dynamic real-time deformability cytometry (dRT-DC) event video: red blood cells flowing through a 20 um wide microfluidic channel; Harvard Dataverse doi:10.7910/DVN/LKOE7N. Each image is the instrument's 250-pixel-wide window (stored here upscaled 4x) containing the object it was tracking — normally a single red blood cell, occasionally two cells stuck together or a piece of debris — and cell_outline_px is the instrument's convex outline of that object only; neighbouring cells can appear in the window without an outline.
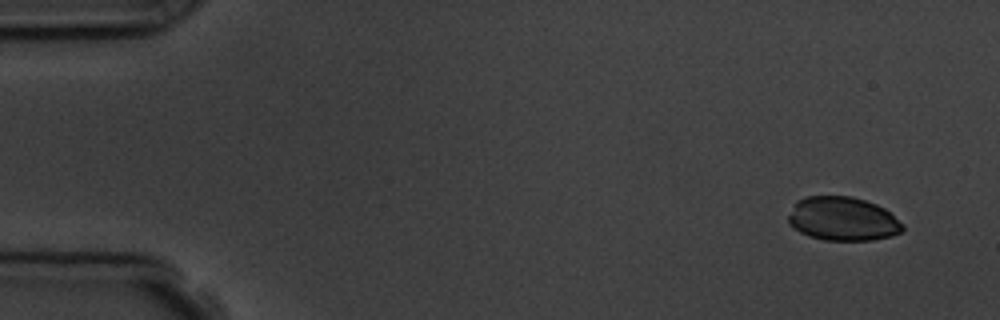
{"species": "common noctule bat (a hibernating species)", "species_latin": "Nyctalus noctula", "temperature_condition": "room temperature", "stored_images_in_passage": 9, "camera_frame_rate_fps": 3000, "um_per_image_px": 0.085, "animal": {"sex": "male", "body_mass_g": 19.5, "forearm_length_mm": 54.6}, "frame": {"image": 1, "passage_image": 1, "time_ms": 0.0, "image_size_px": [1000, 320], "cell_outline_px": [[904, 228], [900, 232], [892, 236], [872, 240], [824, 240], [808, 236], [800, 232], [788, 224], [788, 216], [796, 200], [804, 196], [852, 196], [876, 204], [884, 208], [904, 224]], "centroid_in_image_um": [71.61, 18.6], "position_along_channel_um": 13.4, "area_um2": 29.36}}